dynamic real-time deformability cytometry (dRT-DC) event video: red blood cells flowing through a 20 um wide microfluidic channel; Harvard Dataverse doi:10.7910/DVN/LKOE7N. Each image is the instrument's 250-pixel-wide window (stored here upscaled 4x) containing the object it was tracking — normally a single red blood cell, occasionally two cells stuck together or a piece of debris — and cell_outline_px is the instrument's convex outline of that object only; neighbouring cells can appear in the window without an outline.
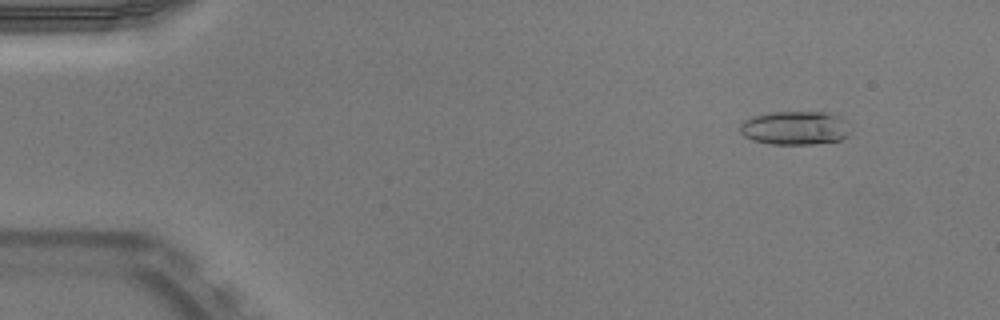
{"species": "Egyptian fruit bat (a non-hibernating species)", "species_latin": "Rousettus aegyptiacus", "temperature_condition": "warm", "stored_images_in_passage": 51, "camera_frame_rate_fps": 3000, "um_per_image_px": 0.085, "animal": {"sex": "male"}, "frame": {"image": 1, "passage_image": 5, "time_ms": 1.333, "image_size_px": [1000, 320], "cell_outline_px": [[848, 136], [840, 140], [812, 144], [768, 144], [752, 140], [744, 136], [740, 132], [740, 124], [744, 120], [752, 116], [772, 112], [828, 112], [844, 120], [848, 132]], "centroid_in_image_um": [67.52, 10.88], "position_along_channel_um": 17.5, "area_um2": 21.56}}
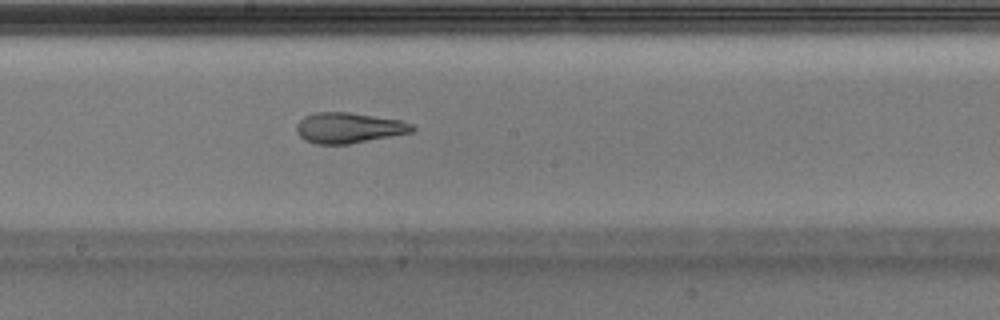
{"frame": {"image": 2, "passage_image": 28, "time_ms": 9.0, "image_size_px": [1000, 320], "cell_outline_px": [[416, 128], [412, 132], [348, 144], [316, 144], [304, 140], [296, 132], [296, 124], [304, 116], [316, 112], [348, 112], [400, 120], [412, 124]], "centroid_in_image_um": [29.61, 10.86], "position_along_channel_um": 218.6, "area_um2": 20.52}}
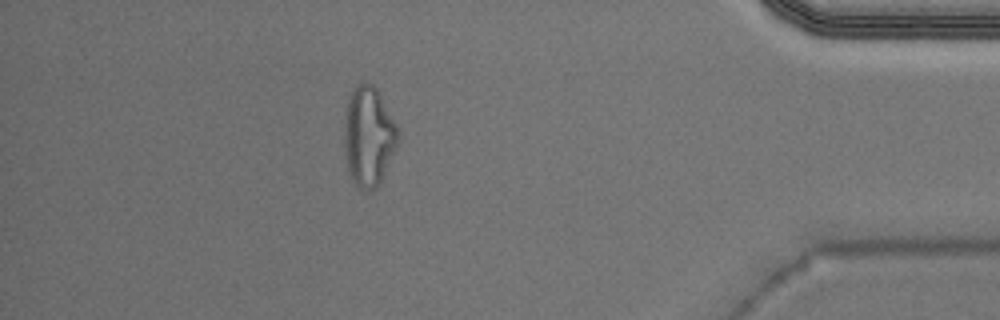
{"frame": {"image": 3, "passage_image": 45, "time_ms": 14.667, "image_size_px": [1000, 320], "cell_outline_px": [[400, 140], [380, 184], [376, 188], [368, 192], [360, 188], [352, 180], [348, 172], [344, 156], [344, 128], [348, 100], [356, 84], [360, 80], [364, 80], [372, 84], [376, 88], [400, 128]], "centroid_in_image_um": [31.35, 11.6], "position_along_channel_um": 403.8, "area_um2": 31.96}, "authors_computed_cell_mechanics": {"area_um2": 21.386, "velocity_mm_per_s": 3.9856, "shape_relaxation_time_tau1_ms": null, "shape_relaxation_time_tau2_ms": 1.7477, "deformation_change_tau1": null, "deformation_change_tau2": 0.1049}}